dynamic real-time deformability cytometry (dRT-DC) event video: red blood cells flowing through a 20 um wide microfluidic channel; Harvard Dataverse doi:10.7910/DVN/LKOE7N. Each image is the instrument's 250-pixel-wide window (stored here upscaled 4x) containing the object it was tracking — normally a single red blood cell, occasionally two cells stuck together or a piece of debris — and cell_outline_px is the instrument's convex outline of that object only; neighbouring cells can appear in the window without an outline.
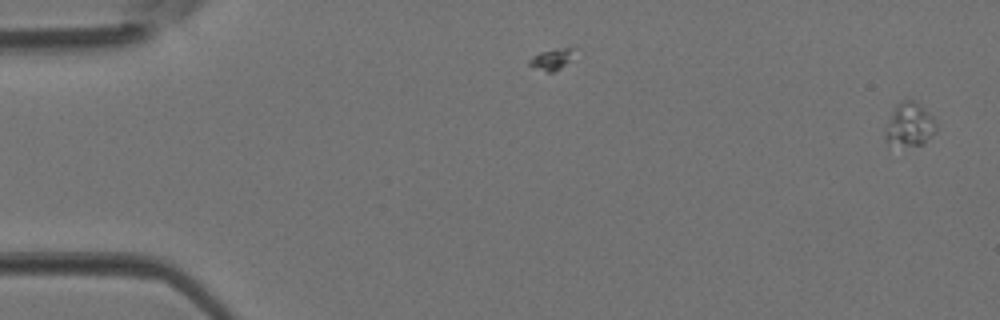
{"species": "Egyptian fruit bat (a non-hibernating species)", "species_latin": "Rousettus aegyptiacus", "temperature_condition": "room temperature", "stored_images_in_passage": 2, "camera_frame_rate_fps": 3000, "um_per_image_px": 0.085, "animal": {"sex": "female"}, "frame": {"image": 1, "passage_image": 2, "time_ms": 0.333, "image_size_px": [1000, 320], "cell_outline_px": [[936, 132], [924, 144], [888, 144], [884, 136], [888, 120], [896, 104], [904, 100], [912, 100], [924, 108], [932, 116], [936, 128]], "centroid_in_image_um": [77.31, 10.59], "position_along_channel_um": 7.7, "area_um2": 12.6}}